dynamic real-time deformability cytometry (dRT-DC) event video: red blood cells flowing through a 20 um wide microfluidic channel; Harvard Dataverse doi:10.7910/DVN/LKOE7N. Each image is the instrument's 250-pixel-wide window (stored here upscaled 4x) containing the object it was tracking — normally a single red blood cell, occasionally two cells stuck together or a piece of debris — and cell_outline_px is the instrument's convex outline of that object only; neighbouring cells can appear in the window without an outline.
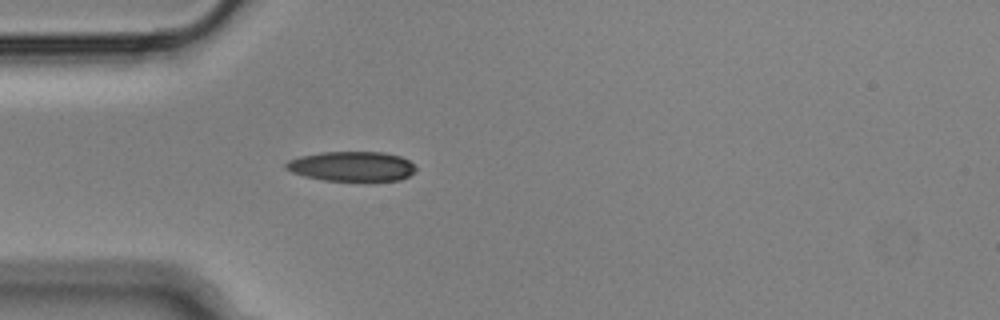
{"species": "Egyptian fruit bat (a non-hibernating species)", "species_latin": "Rousettus aegyptiacus", "temperature_condition": "cold", "stored_images_in_passage": 4, "camera_frame_rate_fps": 3000, "um_per_image_px": 0.085, "animal": {"sex": "male"}, "frame": {"image": 1, "passage_image": 4, "time_ms": 1.0, "image_size_px": [1000, 320], "cell_outline_px": [[416, 172], [400, 180], [324, 180], [304, 176], [292, 172], [284, 168], [284, 164], [288, 160], [300, 156], [320, 152], [384, 152], [400, 156], [408, 160], [416, 168]], "centroid_in_image_um": [29.88, 14.13], "position_along_channel_um": 55.1, "area_um2": 22.48}}